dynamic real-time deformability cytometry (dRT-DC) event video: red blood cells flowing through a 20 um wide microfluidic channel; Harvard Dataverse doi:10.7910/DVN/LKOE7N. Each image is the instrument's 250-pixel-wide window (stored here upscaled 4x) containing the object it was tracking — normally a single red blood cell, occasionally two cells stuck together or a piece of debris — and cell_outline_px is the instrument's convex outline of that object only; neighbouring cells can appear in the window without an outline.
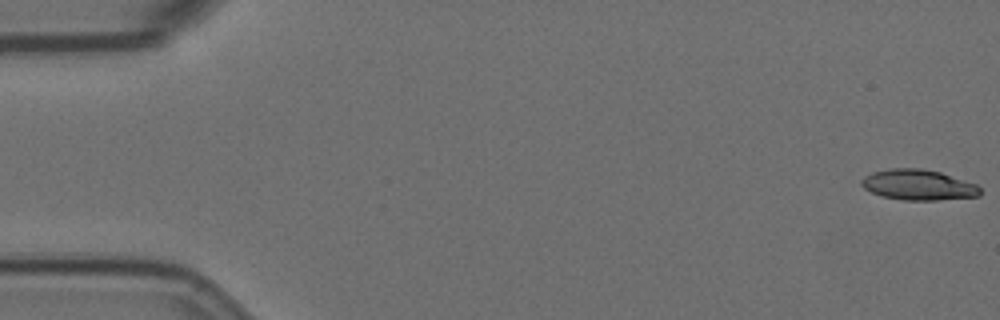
{"species": "Egyptian fruit bat (a non-hibernating species)", "species_latin": "Rousettus aegyptiacus", "temperature_condition": "room temperature", "stored_images_in_passage": 58, "camera_frame_rate_fps": 3000, "um_per_image_px": 0.085, "animal": {"sex": "female"}, "frame": {"image": 1, "passage_image": 1, "time_ms": 0.0, "image_size_px": [1000, 320], "cell_outline_px": [[980, 196], [936, 200], [904, 200], [880, 196], [864, 188], [860, 184], [860, 180], [864, 176], [872, 172], [888, 168], [924, 168], [940, 172], [976, 184], [980, 188]], "centroid_in_image_um": [78.02, 15.71], "position_along_channel_um": 7.0, "area_um2": 21.21}}
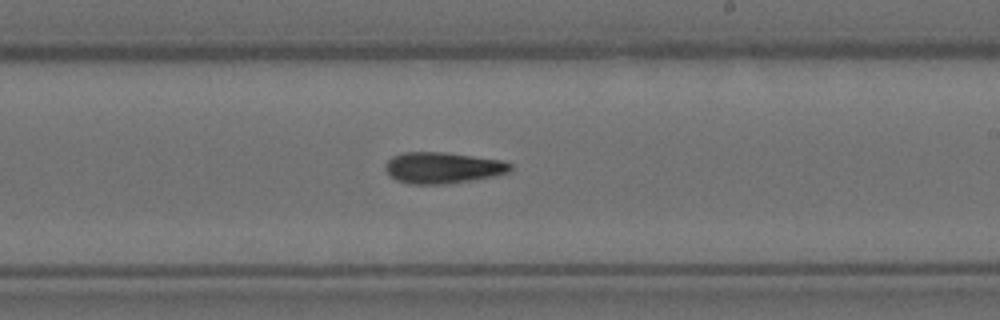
{"frame": {"image": 2, "passage_image": 34, "time_ms": 11.0, "image_size_px": [1000, 320], "cell_outline_px": [[512, 168], [508, 172], [492, 176], [448, 184], [408, 184], [396, 180], [388, 176], [384, 168], [384, 164], [392, 156], [404, 152], [444, 152], [500, 160], [512, 164]], "centroid_in_image_um": [37.55, 14.26], "position_along_channel_um": 251.4, "area_um2": 22.77}}
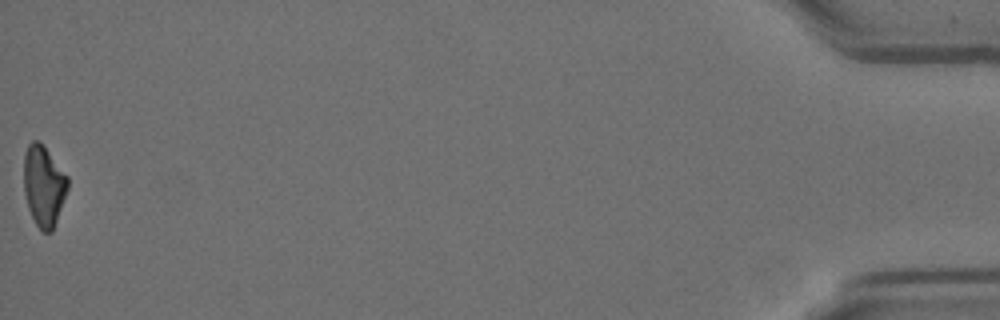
{"frame": {"image": 3, "passage_image": 58, "time_ms": 19.0, "image_size_px": [1000, 320], "cell_outline_px": [[68, 188], [52, 232], [44, 232], [36, 224], [28, 208], [24, 192], [24, 152], [28, 144], [32, 140], [40, 140], [68, 176]], "centroid_in_image_um": [3.71, 15.75], "position_along_channel_um": 431.5, "area_um2": 20.69}}